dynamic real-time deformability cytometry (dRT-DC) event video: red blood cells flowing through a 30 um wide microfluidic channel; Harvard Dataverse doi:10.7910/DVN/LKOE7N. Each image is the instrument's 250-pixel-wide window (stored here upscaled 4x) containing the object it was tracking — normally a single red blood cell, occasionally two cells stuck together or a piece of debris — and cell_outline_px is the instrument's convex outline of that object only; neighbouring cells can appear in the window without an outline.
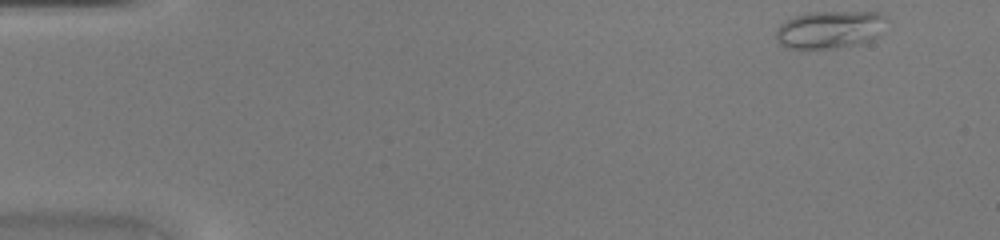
{"species": "common noctule bat (a hibernating species)", "species_latin": "Nyctalus noctula", "temperature_condition": "warm", "stored_images_in_passage": 42, "camera_frame_rate_fps": 3000, "um_per_image_px": 0.085, "animal": {"sex": "female", "body_mass_g": 20.0, "forearm_length_mm": 54.0}, "frame": {"image": 1, "passage_image": 1, "time_ms": 0.0, "image_size_px": [1000, 240], "cell_outline_px": [[888, 20], [880, 36], [872, 40], [860, 44], [832, 48], [788, 48], [780, 44], [776, 40], [776, 28], [780, 24], [792, 16], [808, 12], [880, 12]], "centroid_in_image_um": [70.56, 2.5], "position_along_channel_um": 14.4, "area_um2": 24.62}}
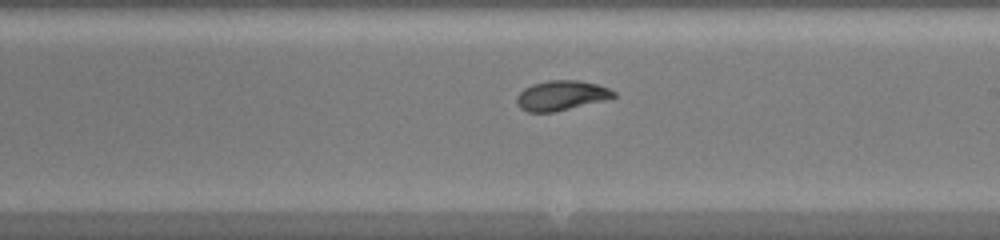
{"frame": {"image": 2, "passage_image": 24, "time_ms": 7.667, "image_size_px": [1000, 240], "cell_outline_px": [[616, 96], [608, 100], [552, 112], [528, 112], [520, 108], [516, 104], [516, 96], [524, 88], [532, 84], [548, 80], [580, 80], [596, 84], [608, 88], [616, 92]], "centroid_in_image_um": [47.71, 8.11], "position_along_channel_um": 241.3, "area_um2": 16.99}}
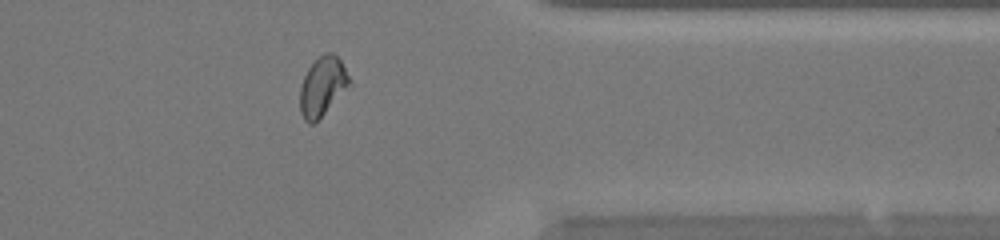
{"frame": {"image": 3, "passage_image": 34, "time_ms": 11.0, "image_size_px": [1000, 240], "cell_outline_px": [[348, 84], [324, 112], [312, 124], [308, 124], [304, 120], [300, 112], [300, 88], [304, 76], [308, 68], [324, 52], [332, 52], [340, 60], [348, 76]], "centroid_in_image_um": [27.34, 7.32], "position_along_channel_um": 384.1, "area_um2": 16.13}}